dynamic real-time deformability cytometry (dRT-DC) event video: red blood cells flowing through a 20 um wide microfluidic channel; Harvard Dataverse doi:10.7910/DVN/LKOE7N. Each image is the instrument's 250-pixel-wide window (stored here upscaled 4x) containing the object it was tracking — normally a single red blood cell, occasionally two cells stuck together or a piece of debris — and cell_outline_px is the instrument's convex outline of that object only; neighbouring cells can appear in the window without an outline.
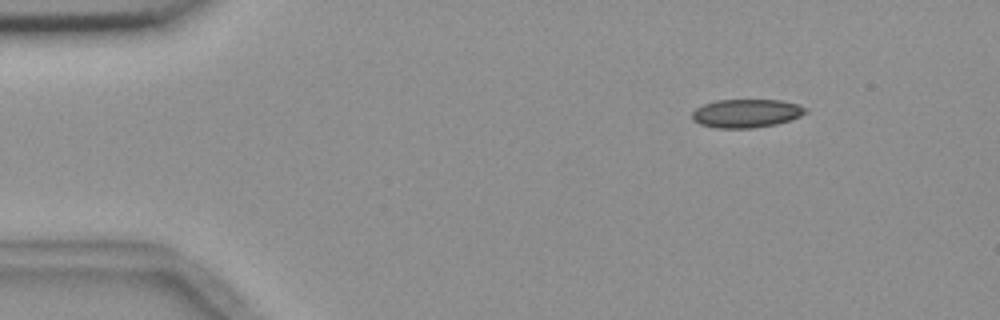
{"species": "common noctule bat (a hibernating species)", "species_latin": "Nyctalus noctula", "temperature_condition": "room temperature", "stored_images_in_passage": 5, "camera_frame_rate_fps": 3000, "um_per_image_px": 0.085, "animal": {"sex": "female", "body_mass_g": 18.4}, "frame": {"image": 1, "passage_image": 1, "time_ms": 0.0, "image_size_px": [1000, 320], "cell_outline_px": [[808, 112], [800, 116], [776, 124], [752, 128], [716, 128], [700, 124], [692, 120], [692, 112], [696, 108], [704, 104], [716, 100], [780, 100], [800, 104], [808, 108]], "centroid_in_image_um": [63.45, 9.63], "position_along_channel_um": 21.6, "area_um2": 18.9}}
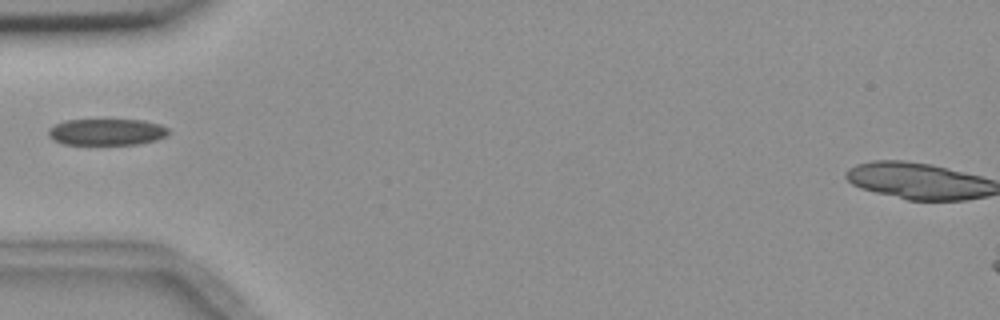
{"frame": {"image": 2, "passage_image": 4, "time_ms": 3.667, "image_size_px": [1000, 320], "cell_outline_px": [[168, 132], [164, 136], [156, 140], [136, 144], [64, 144], [52, 140], [48, 136], [48, 128], [64, 120], [144, 120], [160, 124], [168, 128]], "centroid_in_image_um": [9.03, 11.21], "position_along_channel_um": 76.0, "area_um2": 18.5}}